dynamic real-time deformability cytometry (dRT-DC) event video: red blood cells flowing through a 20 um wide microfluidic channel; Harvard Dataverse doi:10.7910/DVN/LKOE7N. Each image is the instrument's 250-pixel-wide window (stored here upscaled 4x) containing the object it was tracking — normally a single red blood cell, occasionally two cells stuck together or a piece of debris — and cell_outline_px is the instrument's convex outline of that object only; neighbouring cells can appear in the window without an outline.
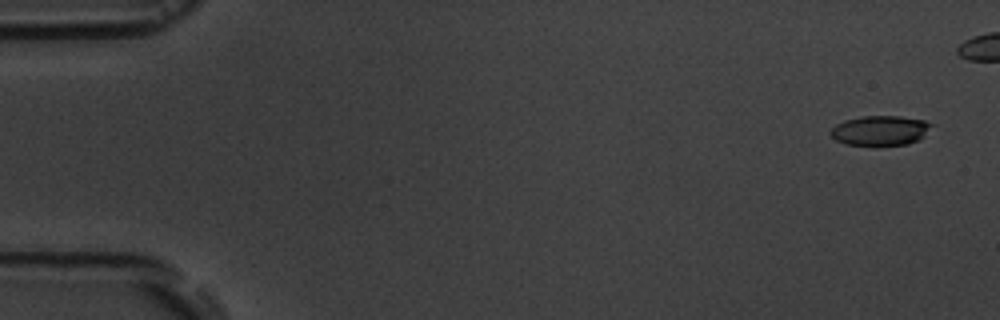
{"species": "common noctule bat (a hibernating species)", "species_latin": "Nyctalus noctula", "temperature_condition": "room temperature", "stored_images_in_passage": 5, "camera_frame_rate_fps": 3000, "um_per_image_px": 0.085, "animal": {"sex": "male", "body_mass_g": 19.5, "forearm_length_mm": 54.6}, "frame": {"image": 1, "passage_image": 1, "time_ms": 0.0, "image_size_px": [1000, 320], "cell_outline_px": [[936, 124], [920, 140], [908, 144], [848, 144], [836, 140], [828, 132], [836, 124], [844, 120], [864, 116], [900, 116], [924, 120]], "centroid_in_image_um": [74.87, 11.07], "position_along_channel_um": 10.1, "area_um2": 17.46}}
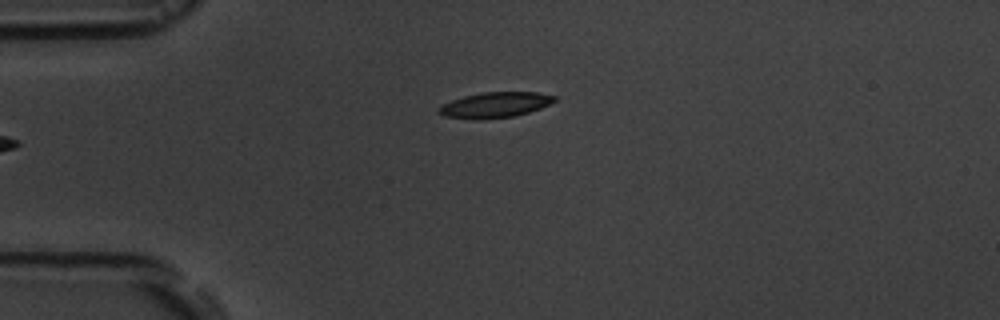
{"frame": {"image": 2, "passage_image": 5, "time_ms": 6.0, "image_size_px": [1000, 320], "cell_outline_px": [[556, 100], [540, 108], [528, 112], [512, 116], [480, 120], [476, 120], [444, 116], [436, 112], [436, 108], [452, 100], [464, 96], [480, 92], [536, 92], [556, 96]], "centroid_in_image_um": [42.02, 8.92], "position_along_channel_um": 43.0, "area_um2": 17.17}}